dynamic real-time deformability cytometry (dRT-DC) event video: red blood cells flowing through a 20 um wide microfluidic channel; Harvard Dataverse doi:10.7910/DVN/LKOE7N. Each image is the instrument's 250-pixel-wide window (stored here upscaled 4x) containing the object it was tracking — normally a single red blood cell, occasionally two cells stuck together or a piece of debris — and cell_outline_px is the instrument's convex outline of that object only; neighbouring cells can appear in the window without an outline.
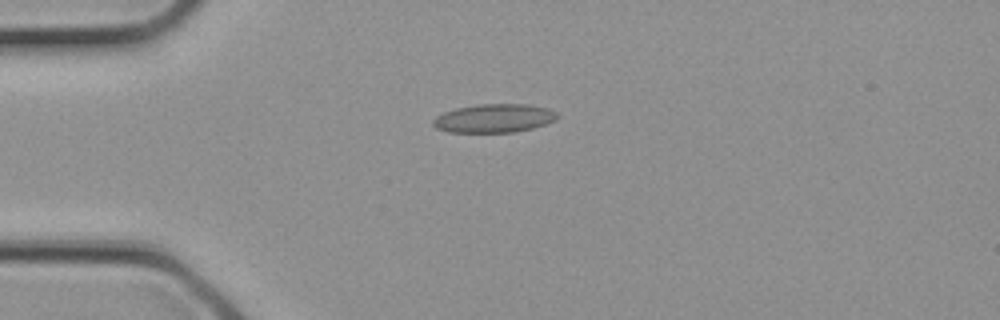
{"species": "common noctule bat (a hibernating species)", "species_latin": "Nyctalus noctula", "temperature_condition": "cold", "stored_images_in_passage": 2, "camera_frame_rate_fps": 3000, "um_per_image_px": 0.085, "animal": {"sex": "female", "body_mass_g": 21.9}, "frame": {"image": 1, "passage_image": 2, "time_ms": 0.333, "image_size_px": [1000, 320], "cell_outline_px": [[560, 116], [556, 120], [532, 128], [512, 132], [448, 132], [436, 128], [432, 124], [432, 120], [436, 116], [444, 112], [456, 108], [476, 104], [528, 104], [548, 108], [556, 112]], "centroid_in_image_um": [41.99, 10.04], "position_along_channel_um": 43.0, "area_um2": 20.75}}